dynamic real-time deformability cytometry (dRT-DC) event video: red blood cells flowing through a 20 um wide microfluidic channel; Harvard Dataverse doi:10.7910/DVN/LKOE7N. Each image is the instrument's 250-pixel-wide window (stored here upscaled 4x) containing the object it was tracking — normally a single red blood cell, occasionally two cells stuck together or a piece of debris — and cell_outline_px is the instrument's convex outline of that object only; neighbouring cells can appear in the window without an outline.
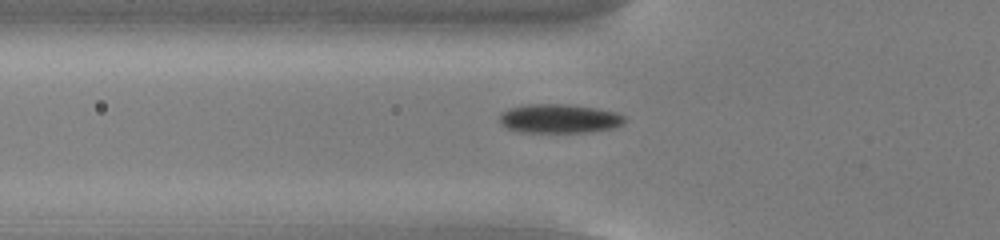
{"species": "common noctule bat (a hibernating species)", "species_latin": "Nyctalus noctula", "temperature_condition": "cold", "stored_images_in_passage": 53, "camera_frame_rate_fps": 3000, "um_per_image_px": 0.085, "animal": {"sex": "male", "body_mass_g": 13.0, "forearm_length_mm": 53.1}, "frame": {"image": 1, "passage_image": 18, "time_ms": 5.667, "image_size_px": [1000, 240], "cell_outline_px": [[624, 124], [612, 128], [588, 132], [520, 132], [508, 128], [500, 120], [500, 112], [508, 108], [528, 104], [564, 104], [596, 108], [616, 112], [624, 116]], "centroid_in_image_um": [47.54, 10.08], "position_along_channel_um": 78.3, "area_um2": 21.04}}
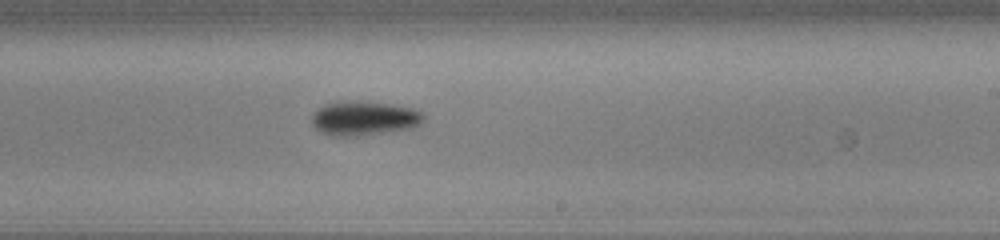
{"frame": {"image": 2, "passage_image": 32, "time_ms": 10.333, "image_size_px": [1000, 240], "cell_outline_px": [[424, 120], [420, 124], [412, 128], [360, 136], [328, 136], [320, 132], [312, 124], [312, 116], [324, 104], [388, 104], [412, 108], [420, 112], [424, 116]], "centroid_in_image_um": [30.97, 10.13], "position_along_channel_um": 258.0, "area_um2": 21.33}}
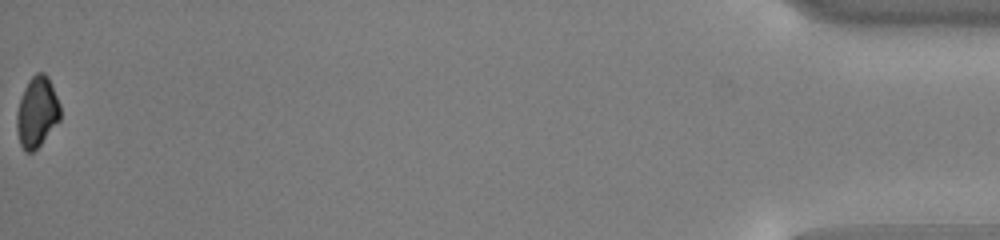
{"frame": {"image": 3, "passage_image": 53, "time_ms": 17.333, "image_size_px": [1000, 240], "cell_outline_px": [[60, 120], [40, 144], [32, 152], [24, 152], [20, 144], [16, 128], [16, 112], [24, 88], [28, 80], [36, 72], [44, 72], [48, 76], [60, 104]], "centroid_in_image_um": [3.13, 9.51], "position_along_channel_um": 432.1, "area_um2": 17.92}}